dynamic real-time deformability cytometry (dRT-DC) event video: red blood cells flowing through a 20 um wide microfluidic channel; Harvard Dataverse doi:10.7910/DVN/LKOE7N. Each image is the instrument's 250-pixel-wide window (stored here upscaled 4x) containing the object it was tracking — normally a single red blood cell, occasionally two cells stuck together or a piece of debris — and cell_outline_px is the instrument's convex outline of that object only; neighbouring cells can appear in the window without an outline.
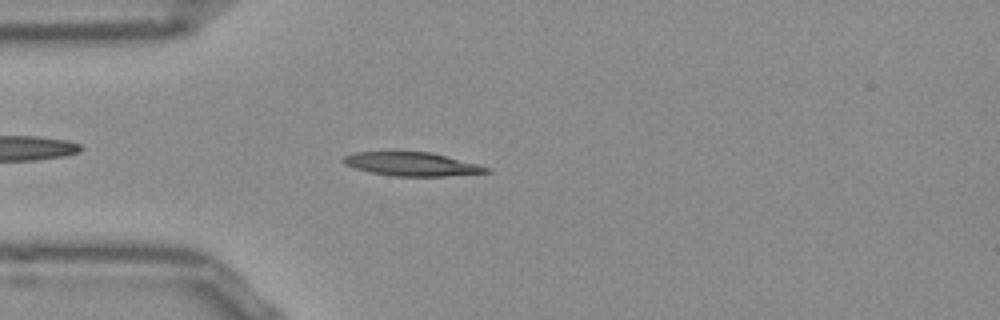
{"species": "Egyptian fruit bat (a non-hibernating species)", "species_latin": "Rousettus aegyptiacus", "temperature_condition": "room temperature", "stored_images_in_passage": 43, "camera_frame_rate_fps": 3000, "um_per_image_px": 0.085, "frame": {"image": 1, "passage_image": 5, "time_ms": 1.333, "image_size_px": [1000, 320], "cell_outline_px": [[492, 172], [448, 176], [392, 176], [372, 172], [356, 168], [344, 164], [340, 160], [344, 156], [356, 152], [432, 152], [492, 168]], "centroid_in_image_um": [35.04, 13.95], "position_along_channel_um": 50.0, "area_um2": 19.65}}
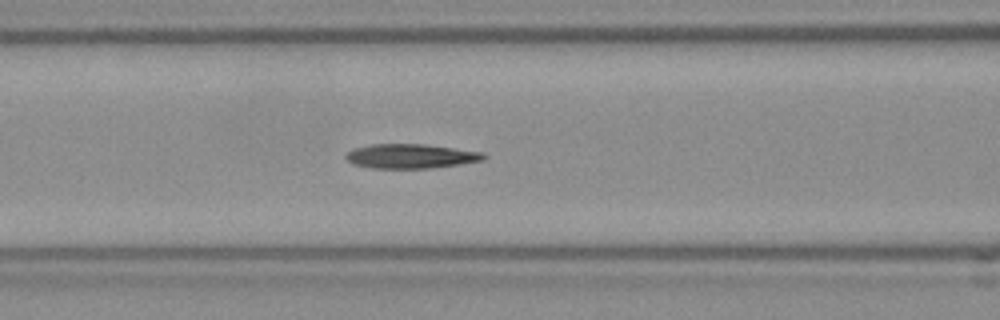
{"frame": {"image": 2, "passage_image": 12, "time_ms": 3.667, "image_size_px": [1000, 320], "cell_outline_px": [[488, 156], [484, 160], [460, 164], [432, 168], [372, 168], [352, 164], [344, 156], [352, 148], [372, 144], [424, 144], [484, 152]], "centroid_in_image_um": [34.93, 13.27], "position_along_channel_um": 131.7, "area_um2": 19.71}}
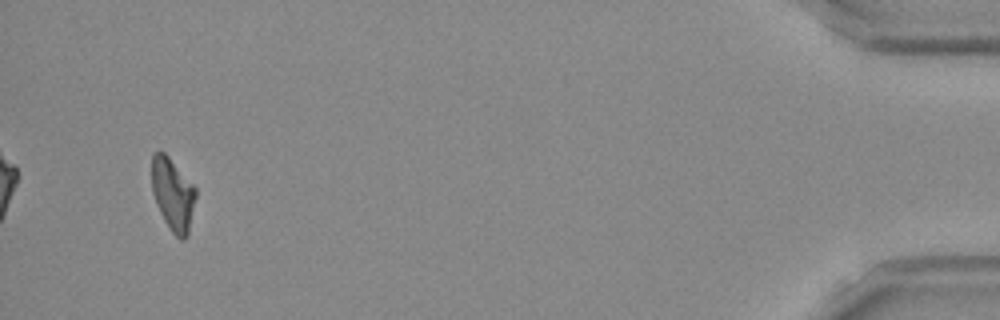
{"frame": {"image": 3, "passage_image": 41, "time_ms": 13.333, "image_size_px": [1000, 320], "cell_outline_px": [[196, 196], [188, 236], [184, 240], [180, 240], [172, 232], [164, 220], [156, 204], [152, 192], [152, 156], [156, 152], [164, 152], [168, 156], [196, 188]], "centroid_in_image_um": [14.7, 16.55], "position_along_channel_um": 420.5, "area_um2": 18.5}, "authors_computed_cell_mechanics": {"area_um2": 19.5364, "velocity_mm_per_s": 3.8487, "shape_relaxation_time_tau1_ms": 6.4139, "shape_relaxation_time_tau2_ms": null, "deformation_change_tau1": 0.1755, "deformation_change_tau2": null}}